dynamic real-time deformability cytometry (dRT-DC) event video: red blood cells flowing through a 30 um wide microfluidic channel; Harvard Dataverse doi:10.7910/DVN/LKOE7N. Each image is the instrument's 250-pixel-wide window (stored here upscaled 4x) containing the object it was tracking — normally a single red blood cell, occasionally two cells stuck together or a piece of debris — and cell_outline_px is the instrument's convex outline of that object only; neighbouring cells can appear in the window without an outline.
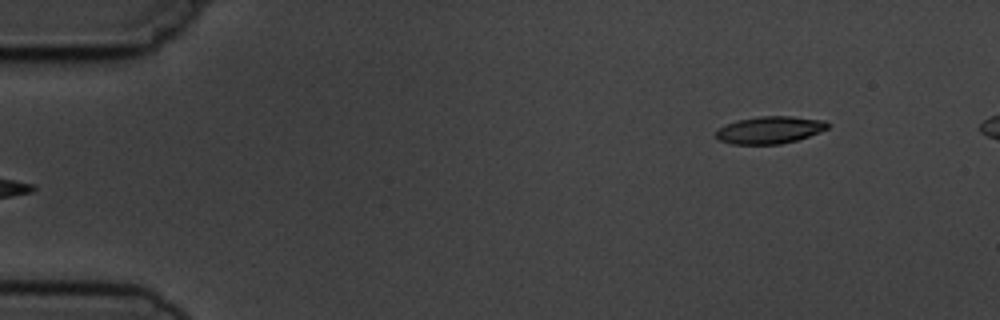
{"species": "common noctule bat (a hibernating species)", "species_latin": "Nyctalus noctula", "temperature_condition": "cold", "stored_images_in_passage": 2, "camera_frame_rate_fps": 3000, "um_per_image_px": 0.085, "animal": {"sex": "male", "body_mass_g": 19.5, "forearm_length_mm": 54.6}, "frame": {"image": 1, "passage_image": 2, "time_ms": 1.333, "image_size_px": [1000, 320], "cell_outline_px": [[828, 128], [808, 136], [796, 140], [780, 144], [732, 144], [720, 140], [716, 136], [716, 128], [736, 120], [760, 116], [792, 116], [824, 120], [828, 124]], "centroid_in_image_um": [65.39, 11.04], "position_along_channel_um": 19.6, "area_um2": 17.69}}